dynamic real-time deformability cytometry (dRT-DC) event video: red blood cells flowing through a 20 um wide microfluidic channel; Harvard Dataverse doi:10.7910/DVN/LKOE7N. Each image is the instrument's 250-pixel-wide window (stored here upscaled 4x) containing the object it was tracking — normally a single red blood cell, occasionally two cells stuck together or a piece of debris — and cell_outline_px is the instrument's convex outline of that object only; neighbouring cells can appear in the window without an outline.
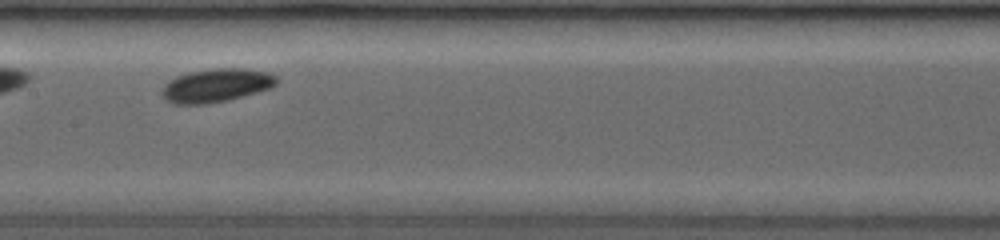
{"species": "common noctule bat (a hibernating species)", "species_latin": "Nyctalus noctula", "temperature_condition": "room temperature", "stored_images_in_passage": 6, "camera_frame_rate_fps": 3500, "um_per_image_px": 0.085, "animal": {"sex": "female", "body_mass_g": 19.0, "forearm_length_mm": 53.3}, "frame": {"image": 1, "passage_image": 5, "time_ms": 3.714, "image_size_px": [1000, 240], "cell_outline_px": [[280, 80], [272, 88], [224, 100], [200, 104], [176, 104], [168, 100], [164, 96], [164, 84], [176, 76], [188, 72], [212, 68], [244, 68], [268, 72], [276, 76]], "centroid_in_image_um": [18.43, 7.23], "position_along_channel_um": 189.0, "area_um2": 22.02}}